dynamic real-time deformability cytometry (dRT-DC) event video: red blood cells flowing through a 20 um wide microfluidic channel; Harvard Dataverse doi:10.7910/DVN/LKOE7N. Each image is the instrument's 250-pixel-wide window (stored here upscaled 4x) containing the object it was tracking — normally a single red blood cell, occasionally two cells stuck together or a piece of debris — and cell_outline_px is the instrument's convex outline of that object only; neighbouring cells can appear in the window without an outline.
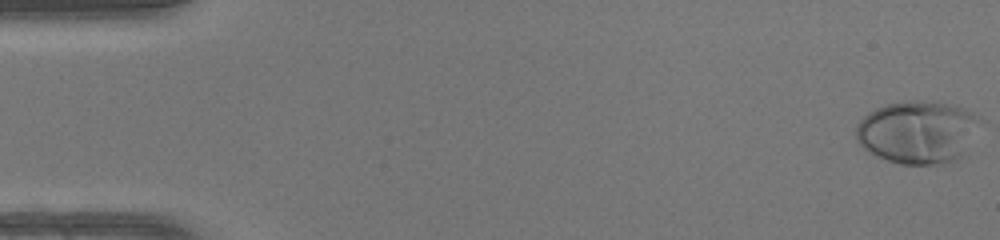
{"species": "human", "species_latin": "Homo sapiens", "temperature_condition": "warm", "stored_images_in_passage": 49, "camera_frame_rate_fps": 3000, "um_per_image_px": 0.085, "donor": {"sex": "female"}, "frame": {"image": 1, "passage_image": 1, "time_ms": 0.0, "image_size_px": [1000, 240], "cell_outline_px": [[984, 120], [960, 156], [952, 160], [936, 164], [900, 164], [876, 156], [868, 152], [856, 140], [856, 124], [868, 112], [876, 108], [888, 104], [904, 100], [920, 100], [956, 104], [980, 116]], "centroid_in_image_um": [78.0, 11.19], "position_along_channel_um": 7.0, "area_um2": 45.6}}
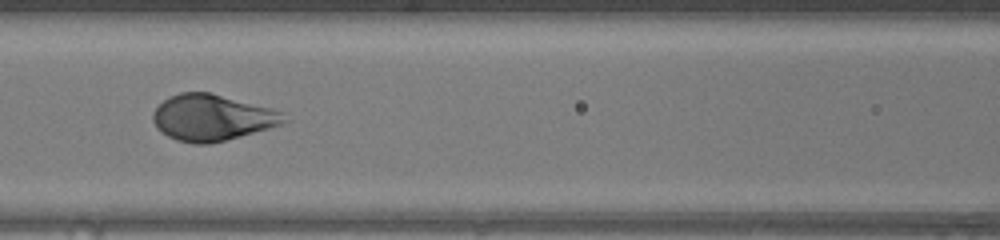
{"frame": {"image": 2, "passage_image": 22, "time_ms": 7.0, "image_size_px": [1000, 240], "cell_outline_px": [[288, 120], [280, 124], [268, 128], [240, 136], [208, 144], [192, 144], [176, 140], [168, 136], [156, 128], [152, 120], [152, 112], [164, 100], [180, 92], [208, 92], [272, 108], [284, 112]], "centroid_in_image_um": [18.01, 10.0], "position_along_channel_um": 148.6, "area_um2": 35.08}}
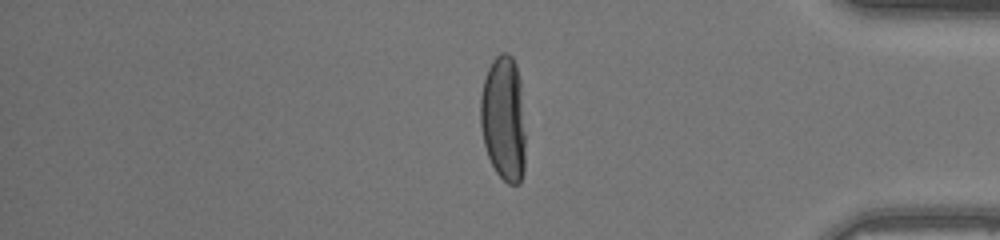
{"frame": {"image": 3, "passage_image": 41, "time_ms": 13.333, "image_size_px": [1000, 240], "cell_outline_px": [[524, 172], [520, 184], [508, 184], [496, 172], [488, 156], [484, 144], [480, 124], [480, 96], [484, 80], [488, 68], [492, 60], [500, 52], [508, 52], [512, 56], [516, 64], [520, 80], [524, 132]], "centroid_in_image_um": [42.79, 10.07], "position_along_channel_um": 392.4, "area_um2": 33.0}, "authors_computed_cell_mechanics": {"area_um2": 35.8938, "velocity_mm_per_s": 4.2895, "shape_relaxation_time_tau1_ms": 2.6003, "shape_relaxation_time_tau2_ms": null, "deformation_change_tau1": 0.2149, "deformation_change_tau2": null}}